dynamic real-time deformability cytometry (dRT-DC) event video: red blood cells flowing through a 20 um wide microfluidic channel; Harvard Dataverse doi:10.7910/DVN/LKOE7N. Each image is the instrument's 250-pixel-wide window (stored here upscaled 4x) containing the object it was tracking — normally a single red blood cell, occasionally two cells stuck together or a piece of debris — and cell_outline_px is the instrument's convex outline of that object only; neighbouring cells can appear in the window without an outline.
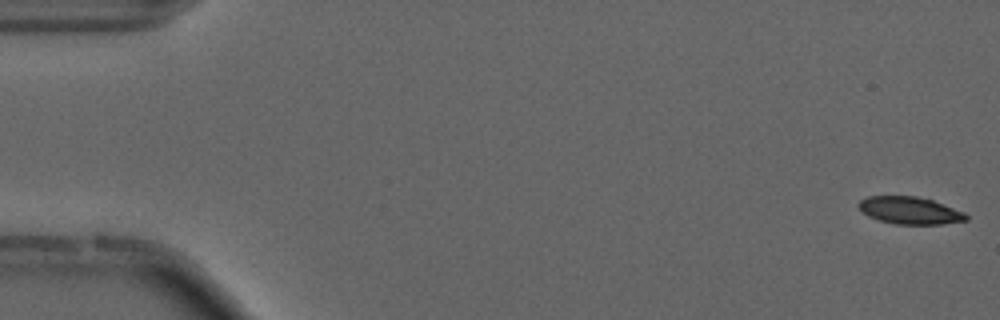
{"species": "common noctule bat (a hibernating species)", "species_latin": "Nyctalus noctula", "temperature_condition": "cold", "stored_images_in_passage": 55, "camera_frame_rate_fps": 3000, "um_per_image_px": 0.085, "animal": {"sex": "male", "forearm_length_mm": 52.5}, "frame": {"image": 1, "passage_image": 1, "time_ms": 0.0, "image_size_px": [1000, 320], "cell_outline_px": [[968, 220], [940, 224], [896, 224], [880, 220], [868, 216], [856, 204], [860, 200], [868, 196], [916, 196], [932, 200], [964, 212], [968, 216]], "centroid_in_image_um": [77.33, 17.88], "position_along_channel_um": 7.7, "area_um2": 16.94}}
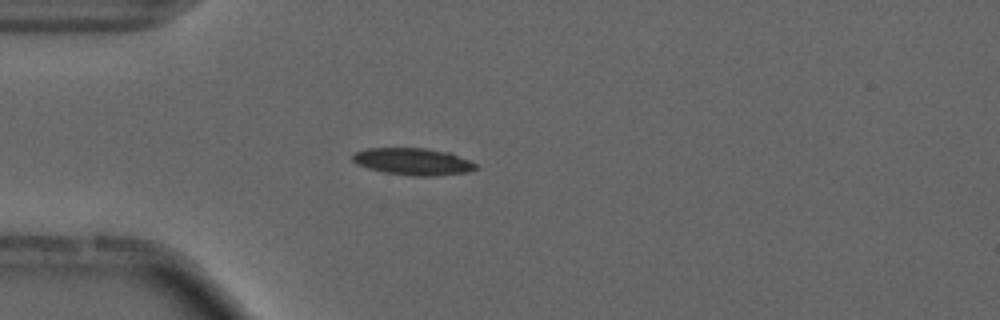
{"frame": {"image": 2, "passage_image": 15, "time_ms": 4.667, "image_size_px": [1000, 320], "cell_outline_px": [[480, 168], [468, 172], [432, 176], [412, 176], [384, 172], [368, 168], [356, 164], [352, 160], [352, 156], [356, 152], [368, 148], [424, 148], [452, 152], [476, 164]], "centroid_in_image_um": [35.14, 13.73], "position_along_channel_um": 49.9, "area_um2": 19.48}}